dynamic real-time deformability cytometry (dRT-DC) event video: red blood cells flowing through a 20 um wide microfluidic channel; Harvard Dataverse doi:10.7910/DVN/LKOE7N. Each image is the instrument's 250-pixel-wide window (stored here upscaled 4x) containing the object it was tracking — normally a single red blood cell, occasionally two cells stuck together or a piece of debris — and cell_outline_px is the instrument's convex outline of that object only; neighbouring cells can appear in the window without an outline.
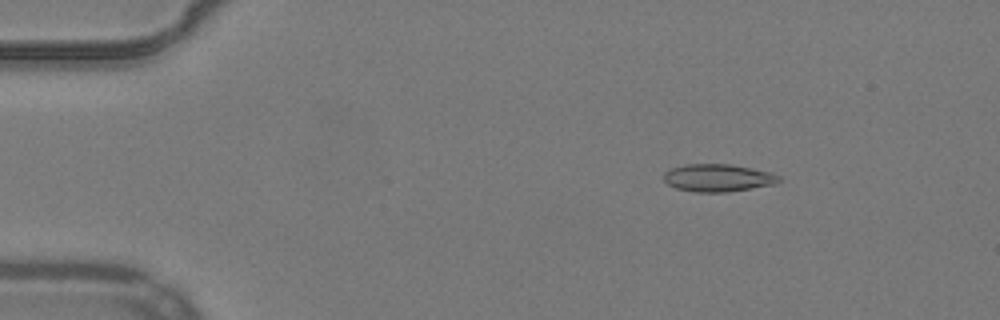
{"species": "common noctule bat (a hibernating species)", "species_latin": "Nyctalus noctula", "temperature_condition": "warm", "stored_images_in_passage": 53, "camera_frame_rate_fps": 3000, "um_per_image_px": 0.085, "animal": {"sex": "male", "body_mass_g": 19.2, "forearm_length_mm": 51.8}, "frame": {"image": 1, "passage_image": 8, "time_ms": 2.333, "image_size_px": [1000, 320], "cell_outline_px": [[780, 180], [776, 184], [728, 192], [696, 192], [676, 188], [668, 184], [664, 180], [664, 172], [672, 168], [684, 164], [732, 164], [772, 172], [780, 176]], "centroid_in_image_um": [61.05, 15.11], "position_along_channel_um": 24.0, "area_um2": 18.61}}
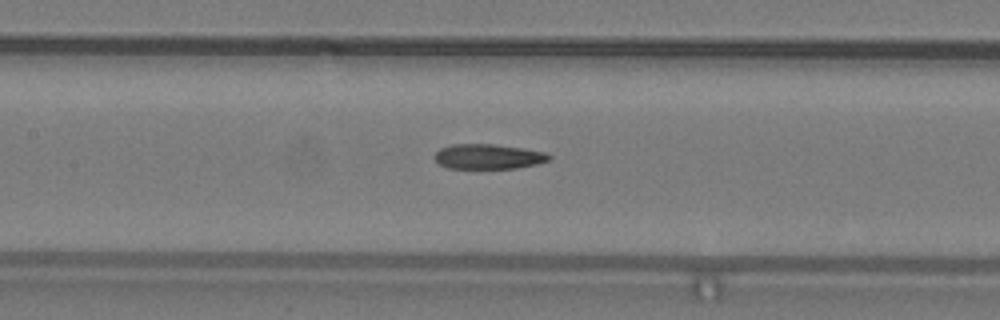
{"frame": {"image": 2, "passage_image": 25, "time_ms": 8.0, "image_size_px": [1000, 320], "cell_outline_px": [[552, 160], [536, 164], [516, 168], [448, 168], [440, 164], [432, 156], [440, 148], [452, 144], [492, 144], [524, 148], [544, 152], [552, 156]], "centroid_in_image_um": [41.51, 13.3], "position_along_channel_um": 165.9, "area_um2": 16.7}}
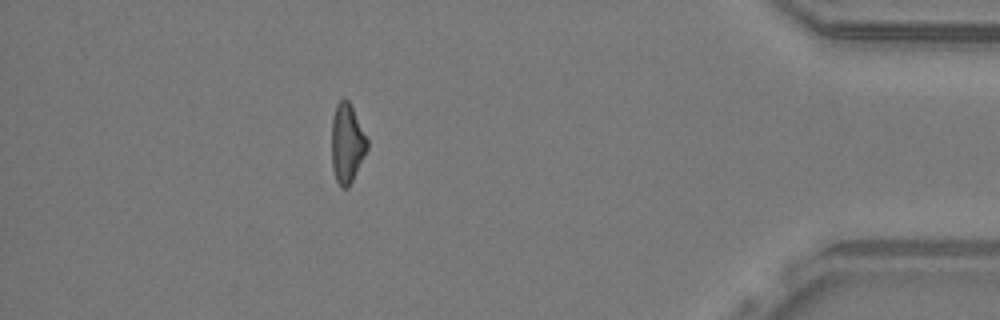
{"frame": {"image": 3, "passage_image": 47, "time_ms": 15.333, "image_size_px": [1000, 320], "cell_outline_px": [[368, 148], [348, 188], [340, 188], [336, 180], [332, 168], [332, 116], [336, 104], [344, 96], [348, 100], [368, 140]], "centroid_in_image_um": [29.48, 12.18], "position_along_channel_um": 405.7, "area_um2": 16.36}, "authors_computed_cell_mechanics": {"area_um2": 17.4556, "velocity_mm_per_s": 3.9243, "shape_relaxation_time_tau1_ms": null, "shape_relaxation_time_tau2_ms": 6.4496, "deformation_change_tau1": null, "deformation_change_tau2": 0.1557}}